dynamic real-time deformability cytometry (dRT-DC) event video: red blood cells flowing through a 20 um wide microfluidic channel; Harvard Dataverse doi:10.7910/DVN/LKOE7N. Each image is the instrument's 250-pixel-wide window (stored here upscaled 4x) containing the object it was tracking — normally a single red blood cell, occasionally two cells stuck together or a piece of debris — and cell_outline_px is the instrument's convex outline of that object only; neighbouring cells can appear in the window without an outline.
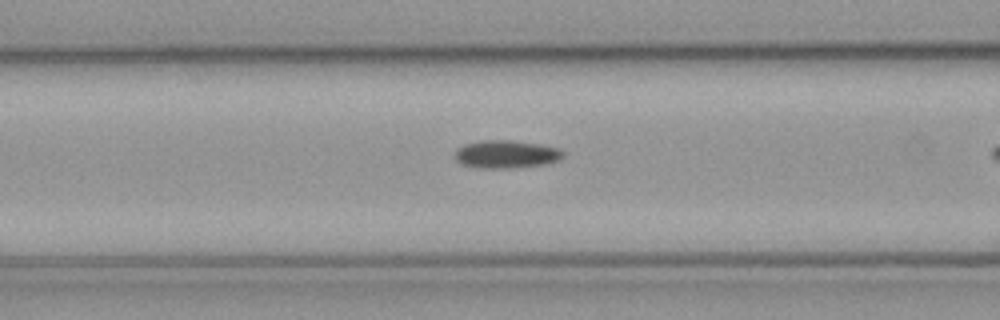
{"species": "common noctule bat (a hibernating species)", "species_latin": "Nyctalus noctula", "temperature_condition": "cold", "stored_images_in_passage": 8, "camera_frame_rate_fps": 3000, "um_per_image_px": 0.085, "animal": {"sex": "male", "body_mass_g": 23.1, "forearm_length_mm": 52.7}, "frame": {"image": 1, "passage_image": 7, "time_ms": 2.0, "image_size_px": [1000, 320], "cell_outline_px": [[560, 160], [544, 164], [512, 168], [476, 168], [460, 164], [456, 160], [456, 148], [464, 144], [480, 140], [512, 140], [540, 144], [556, 148], [560, 152]], "centroid_in_image_um": [42.93, 13.11], "position_along_channel_um": 123.7, "area_um2": 17.51}}